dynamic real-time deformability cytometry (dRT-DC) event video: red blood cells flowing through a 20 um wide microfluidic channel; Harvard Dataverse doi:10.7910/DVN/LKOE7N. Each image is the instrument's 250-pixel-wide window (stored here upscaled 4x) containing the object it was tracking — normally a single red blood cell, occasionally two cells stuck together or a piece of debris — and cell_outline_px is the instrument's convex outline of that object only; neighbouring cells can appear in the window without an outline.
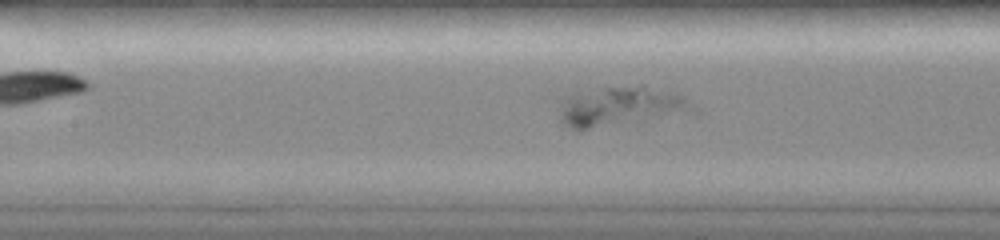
{"species": "common noctule bat (a hibernating species)", "species_latin": "Nyctalus noctula", "temperature_condition": "room temperature", "stored_images_in_passage": 45, "camera_frame_rate_fps": 3000, "um_per_image_px": 0.085, "animal": {"sex": "female", "body_mass_g": 19.0, "forearm_length_mm": 51.5}, "frame": {"image": 1, "passage_image": 20, "time_ms": 6.333, "image_size_px": [1000, 240], "cell_outline_px": [[700, 112], [580, 132], [576, 132], [560, 124], [556, 100], [572, 92], [604, 88], [640, 84], [644, 84], [680, 96], [696, 108]], "centroid_in_image_um": [52.61, 9.1], "position_along_channel_um": 154.8, "area_um2": 32.54}}
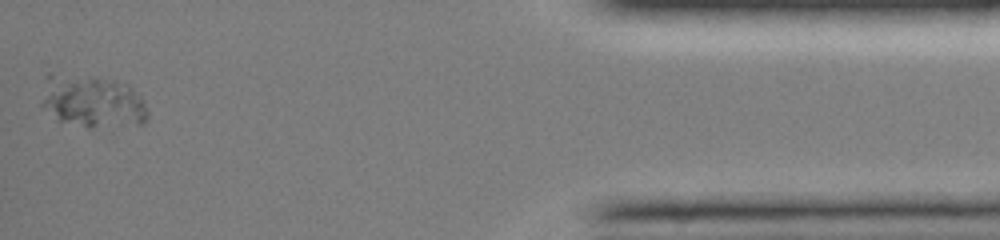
{"frame": {"image": 2, "passage_image": 45, "time_ms": 14.667, "image_size_px": [1000, 240], "cell_outline_px": [[148, 120], [144, 124], [92, 128], [88, 128], [60, 120], [40, 104], [52, 92], [76, 80], [92, 76], [96, 76], [124, 80], [144, 100], [148, 112]], "centroid_in_image_um": [8.29, 8.79], "position_along_channel_um": 426.9, "area_um2": 29.36}}